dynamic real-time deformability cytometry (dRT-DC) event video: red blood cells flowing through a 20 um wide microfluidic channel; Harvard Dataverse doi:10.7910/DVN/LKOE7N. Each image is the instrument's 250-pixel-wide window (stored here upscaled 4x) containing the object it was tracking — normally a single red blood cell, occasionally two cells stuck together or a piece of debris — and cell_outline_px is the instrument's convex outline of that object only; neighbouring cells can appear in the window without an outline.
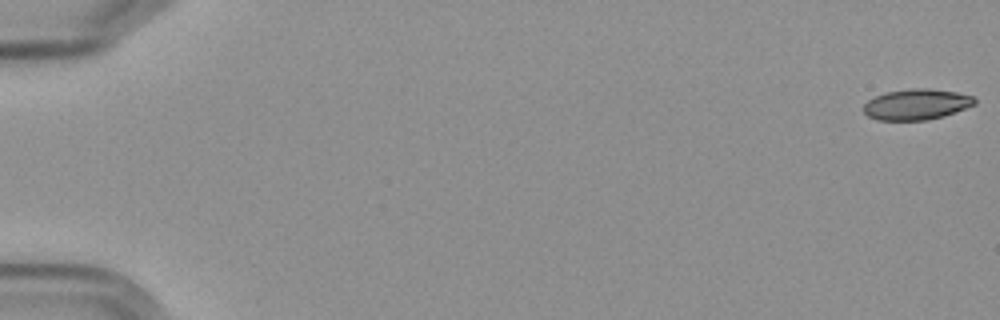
{"species": "Egyptian fruit bat (a non-hibernating species)", "species_latin": "Rousettus aegyptiacus", "temperature_condition": "cold", "stored_images_in_passage": 58, "camera_frame_rate_fps": 3000, "um_per_image_px": 0.085, "frame": {"image": 1, "passage_image": 1, "time_ms": 0.0, "image_size_px": [1000, 320], "cell_outline_px": [[976, 104], [944, 116], [924, 120], [876, 120], [868, 116], [864, 112], [864, 104], [868, 100], [884, 92], [912, 88], [928, 88], [956, 92], [972, 96], [976, 100]], "centroid_in_image_um": [77.89, 8.87], "position_along_channel_um": 7.1, "area_um2": 19.88}}
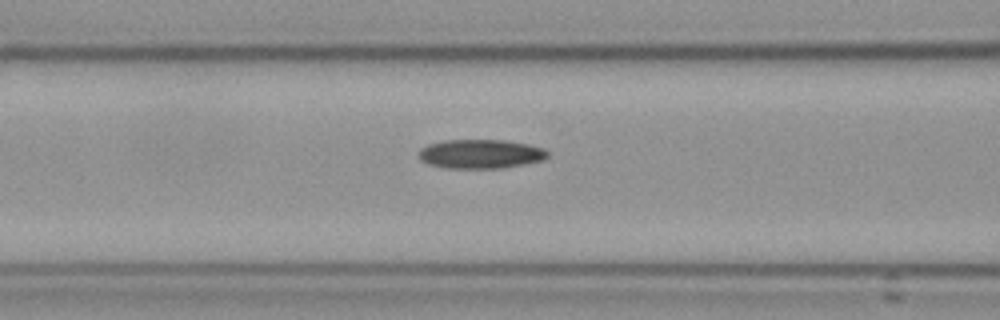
{"frame": {"image": 2, "passage_image": 25, "time_ms": 8.0, "image_size_px": [1000, 320], "cell_outline_px": [[548, 156], [544, 160], [524, 164], [500, 168], [448, 168], [428, 164], [420, 160], [420, 148], [428, 144], [444, 140], [504, 140], [528, 144], [544, 148], [548, 152]], "centroid_in_image_um": [40.86, 13.08], "position_along_channel_um": 125.7, "area_um2": 21.85}}
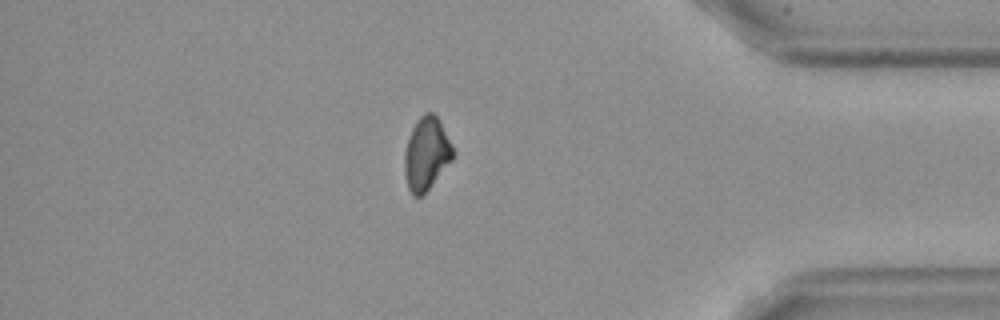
{"frame": {"image": 3, "passage_image": 50, "time_ms": 16.333, "image_size_px": [1000, 320], "cell_outline_px": [[456, 152], [452, 160], [428, 188], [420, 196], [412, 196], [408, 188], [404, 172], [404, 156], [408, 140], [412, 128], [416, 120], [424, 112], [432, 112], [440, 120]], "centroid_in_image_um": [36.25, 13.03], "position_along_channel_um": 398.9, "area_um2": 20.52}}